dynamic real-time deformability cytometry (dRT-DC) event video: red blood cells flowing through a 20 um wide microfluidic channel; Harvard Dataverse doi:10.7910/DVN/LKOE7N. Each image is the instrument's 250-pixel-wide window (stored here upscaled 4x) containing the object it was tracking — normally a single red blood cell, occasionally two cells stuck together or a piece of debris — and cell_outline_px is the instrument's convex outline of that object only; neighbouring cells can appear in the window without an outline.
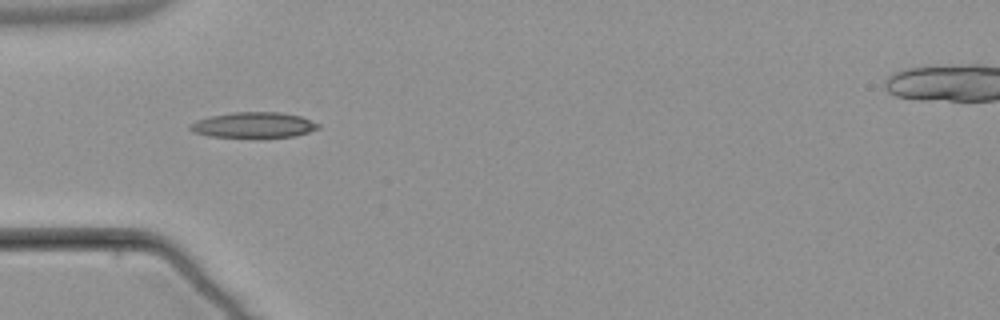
{"species": "common noctule bat (a hibernating species)", "species_latin": "Nyctalus noctula", "temperature_condition": "warm", "stored_images_in_passage": 38, "camera_frame_rate_fps": 3000, "um_per_image_px": 0.085, "animal": {"sex": "male", "body_mass_g": 21.5, "forearm_length_mm": 52.0}, "frame": {"image": 1, "passage_image": 1, "time_ms": 0.0, "image_size_px": [1000, 320], "cell_outline_px": [[320, 128], [296, 136], [264, 140], [260, 140], [208, 136], [192, 132], [188, 128], [188, 124], [196, 120], [212, 116], [232, 112], [280, 112], [300, 116], [320, 124]], "centroid_in_image_um": [21.55, 10.68], "position_along_channel_um": 63.5, "area_um2": 20.11}}
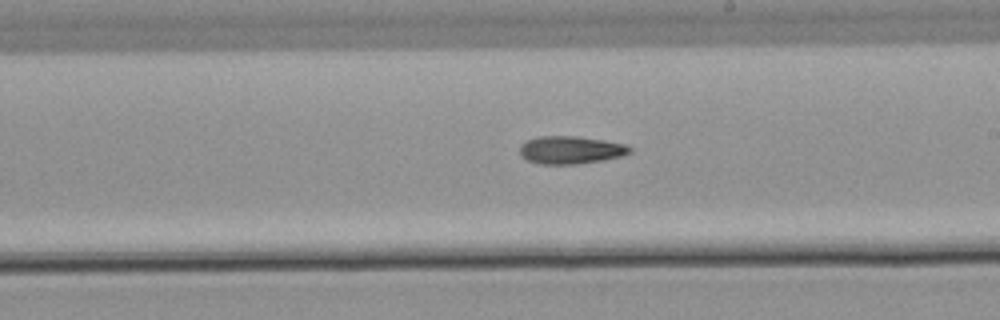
{"frame": {"image": 2, "passage_image": 15, "time_ms": 4.667, "image_size_px": [1000, 320], "cell_outline_px": [[632, 152], [624, 156], [604, 160], [576, 164], [540, 164], [528, 160], [520, 156], [520, 144], [528, 140], [540, 136], [576, 136], [604, 140], [624, 144], [632, 148]], "centroid_in_image_um": [48.52, 12.75], "position_along_channel_um": 240.5, "area_um2": 17.92}}
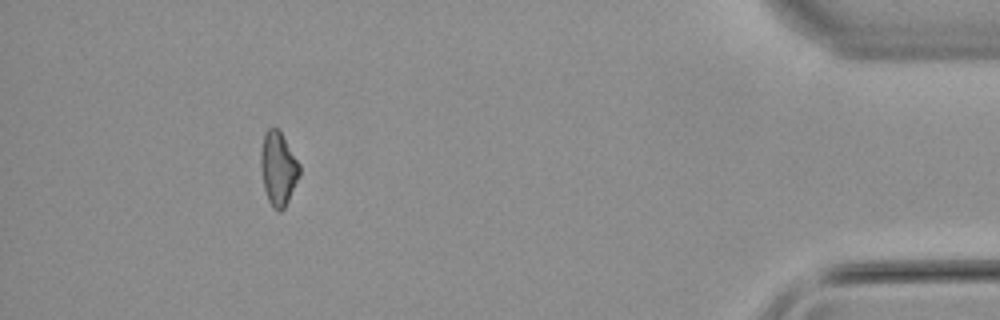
{"frame": {"image": 3, "passage_image": 33, "time_ms": 10.667, "image_size_px": [1000, 320], "cell_outline_px": [[300, 176], [284, 208], [280, 212], [272, 208], [268, 200], [264, 188], [260, 164], [260, 152], [264, 132], [268, 128], [280, 128], [300, 164]], "centroid_in_image_um": [23.65, 14.29], "position_along_channel_um": 411.5, "area_um2": 16.94}}